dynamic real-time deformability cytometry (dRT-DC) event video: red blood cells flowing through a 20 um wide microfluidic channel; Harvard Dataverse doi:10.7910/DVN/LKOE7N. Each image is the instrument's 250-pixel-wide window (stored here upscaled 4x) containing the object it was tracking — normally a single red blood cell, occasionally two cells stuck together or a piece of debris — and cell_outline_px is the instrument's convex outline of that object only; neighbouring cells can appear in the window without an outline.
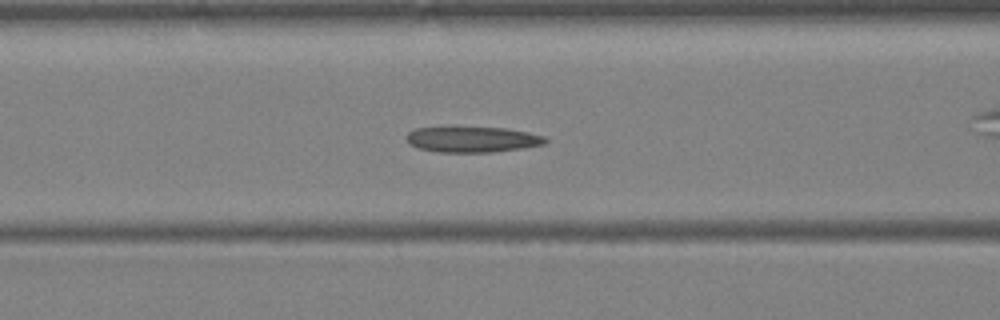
{"species": "Egyptian fruit bat (a non-hibernating species)", "species_latin": "Rousettus aegyptiacus", "temperature_condition": "warm", "stored_images_in_passage": 27, "camera_frame_rate_fps": 3000, "um_per_image_px": 0.085, "animal": {"sex": "female"}, "frame": {"image": 1, "passage_image": 5, "time_ms": 1.333, "image_size_px": [1000, 320], "cell_outline_px": [[548, 140], [544, 144], [520, 148], [492, 152], [440, 152], [420, 148], [408, 144], [404, 136], [408, 132], [416, 128], [448, 124], [456, 124], [508, 128], [528, 132], [544, 136]], "centroid_in_image_um": [40.06, 11.78], "position_along_channel_um": 126.5, "area_um2": 21.96}}
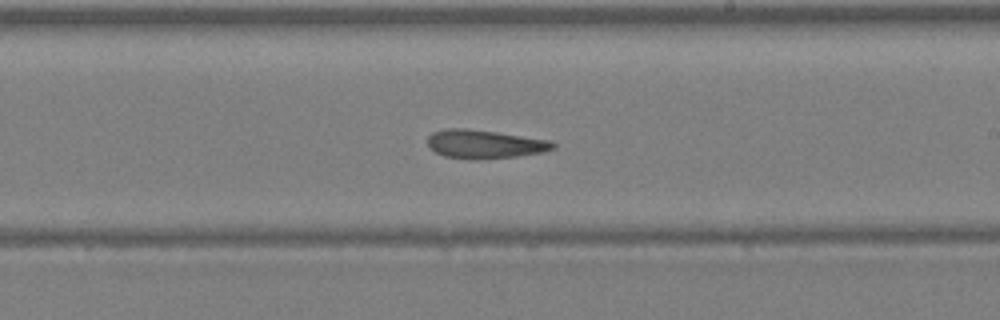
{"frame": {"image": 2, "passage_image": 12, "time_ms": 3.667, "image_size_px": [1000, 320], "cell_outline_px": [[556, 148], [544, 152], [516, 156], [476, 160], [472, 160], [444, 156], [436, 152], [428, 144], [428, 136], [432, 132], [448, 128], [468, 128], [552, 140], [556, 144]], "centroid_in_image_um": [41.23, 12.25], "position_along_channel_um": 247.8, "area_um2": 21.04}}
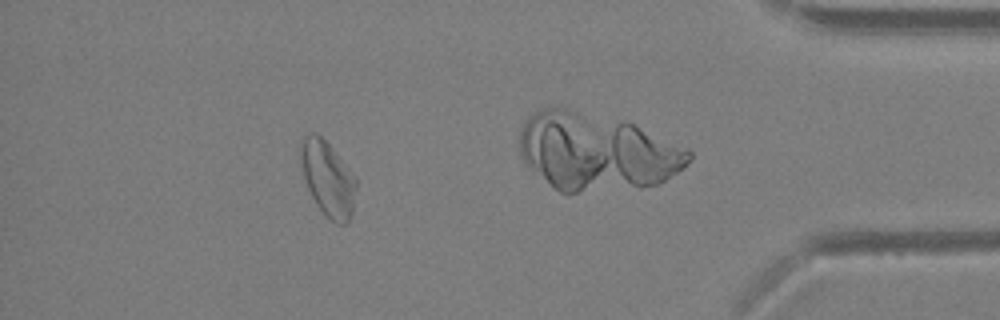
{"frame": {"image": 3, "passage_image": 24, "time_ms": 7.667, "image_size_px": [1000, 320], "cell_outline_px": [[356, 188], [352, 212], [348, 224], [336, 224], [316, 204], [308, 188], [304, 176], [300, 160], [300, 140], [308, 132], [316, 132], [328, 144], [356, 176]], "centroid_in_image_um": [27.86, 15.16], "position_along_channel_um": 407.3, "area_um2": 24.04}}